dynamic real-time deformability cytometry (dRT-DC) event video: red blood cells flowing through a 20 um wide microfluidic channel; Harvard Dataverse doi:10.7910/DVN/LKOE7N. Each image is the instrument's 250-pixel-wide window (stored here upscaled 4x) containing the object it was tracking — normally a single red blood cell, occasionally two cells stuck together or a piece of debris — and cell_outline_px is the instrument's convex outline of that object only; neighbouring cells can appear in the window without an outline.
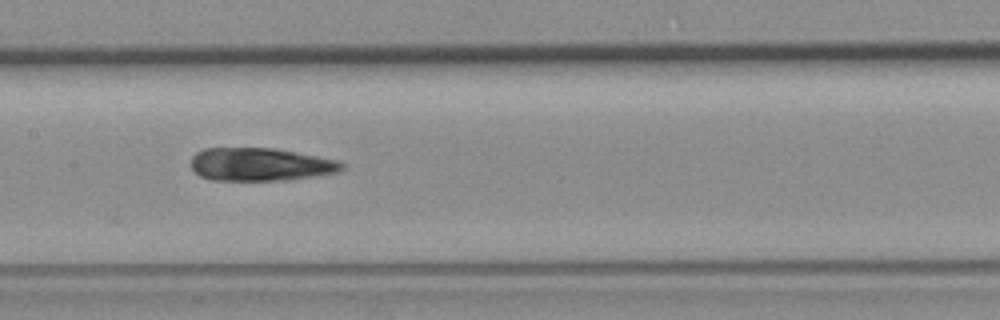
{"species": "common noctule bat (a hibernating species)", "species_latin": "Nyctalus noctula", "temperature_condition": "room temperature", "stored_images_in_passage": 8, "camera_frame_rate_fps": 3000, "um_per_image_px": 0.085, "animal": {"sex": "female", "body_mass_g": 19.3, "forearm_length_mm": 54.1}, "frame": {"image": 1, "passage_image": 7, "time_ms": 6.667, "image_size_px": [1000, 320], "cell_outline_px": [[344, 168], [340, 172], [312, 176], [280, 180], [212, 180], [200, 176], [192, 168], [192, 156], [196, 152], [204, 148], [272, 148], [336, 160], [344, 164]], "centroid_in_image_um": [22.09, 13.97], "position_along_channel_um": 185.3, "area_um2": 28.67}}
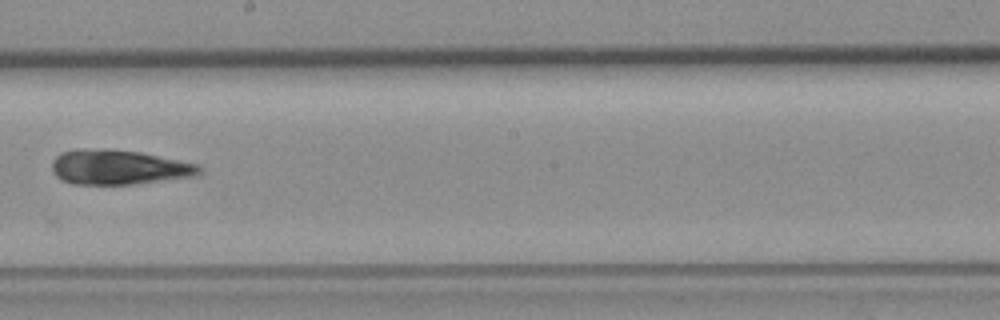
{"frame": {"image": 2, "passage_image": 8, "time_ms": 8.0, "image_size_px": [1000, 320], "cell_outline_px": [[204, 172], [200, 176], [132, 184], [72, 184], [60, 180], [52, 172], [52, 160], [60, 152], [80, 148], [84, 148], [140, 152], [200, 164], [204, 168]], "centroid_in_image_um": [10.14, 14.22], "position_along_channel_um": 238.1, "area_um2": 30.23}}